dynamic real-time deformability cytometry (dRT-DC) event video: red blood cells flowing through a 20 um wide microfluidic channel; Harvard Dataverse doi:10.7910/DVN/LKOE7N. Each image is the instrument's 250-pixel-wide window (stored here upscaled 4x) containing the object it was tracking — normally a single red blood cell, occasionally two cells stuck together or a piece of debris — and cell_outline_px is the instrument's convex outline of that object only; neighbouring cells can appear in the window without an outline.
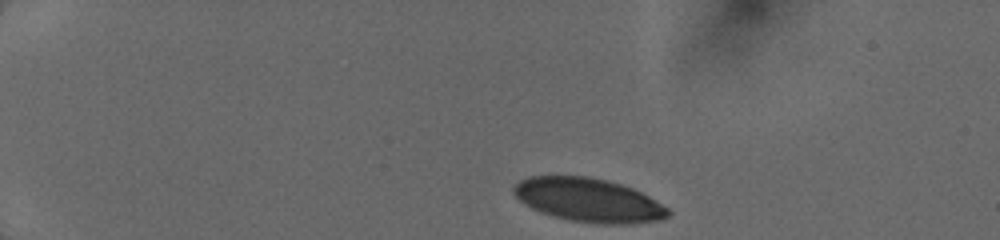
{"species": "human", "species_latin": "Homo sapiens", "temperature_condition": "cold", "stored_images_in_passage": 46, "camera_frame_rate_fps": 3000, "um_per_image_px": 0.085, "donor": {"sex": "female"}, "frame": {"image": 1, "passage_image": 1, "time_ms": 0.0, "image_size_px": [1000, 240], "cell_outline_px": [[672, 212], [668, 216], [660, 220], [628, 224], [596, 224], [572, 220], [540, 212], [524, 204], [512, 192], [512, 188], [520, 180], [528, 176], [588, 176], [608, 180], [632, 188], [648, 196], [668, 208]], "centroid_in_image_um": [50.02, 17.0], "position_along_channel_um": 35.0, "area_um2": 39.25}}
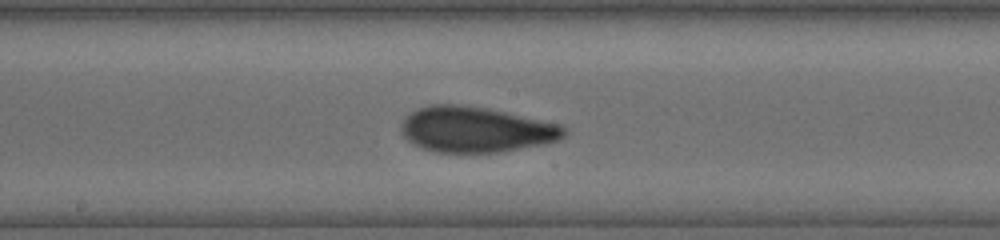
{"frame": {"image": 2, "passage_image": 33, "time_ms": 6.333, "image_size_px": [1000, 240], "cell_outline_px": [[568, 132], [560, 140], [548, 144], [500, 152], [436, 152], [412, 144], [400, 132], [400, 124], [412, 112], [428, 104], [460, 104], [484, 108], [504, 112], [560, 124], [568, 128]], "centroid_in_image_um": [40.48, 11.02], "position_along_channel_um": 207.7, "area_um2": 43.35}}
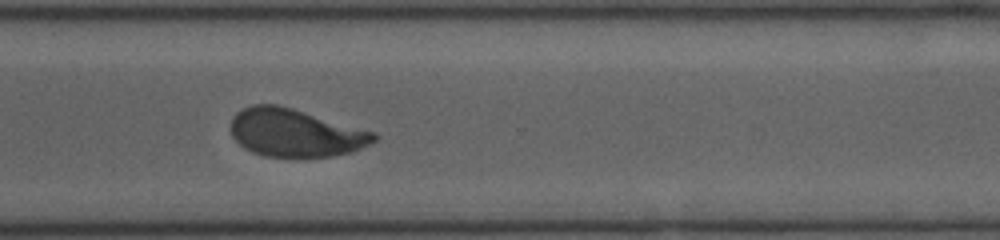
{"frame": {"image": 3, "passage_image": 45, "time_ms": 9.667, "image_size_px": [1000, 240], "cell_outline_px": [[380, 136], [376, 140], [352, 152], [332, 156], [264, 156], [252, 152], [244, 148], [232, 136], [232, 116], [236, 112], [252, 104], [276, 104], [292, 108], [376, 132]], "centroid_in_image_um": [25.11, 11.28], "position_along_channel_um": 345.5, "area_um2": 39.77}}